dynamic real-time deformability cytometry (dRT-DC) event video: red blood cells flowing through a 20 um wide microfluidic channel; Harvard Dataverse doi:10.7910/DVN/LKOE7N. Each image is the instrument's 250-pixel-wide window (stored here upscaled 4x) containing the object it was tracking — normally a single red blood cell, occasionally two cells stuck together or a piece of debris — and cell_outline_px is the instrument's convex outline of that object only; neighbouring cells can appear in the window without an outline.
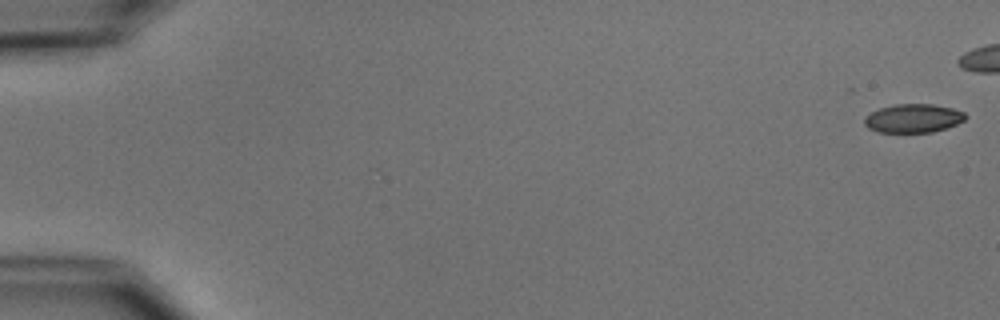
{"species": "common noctule bat (a hibernating species)", "species_latin": "Nyctalus noctula", "temperature_condition": "cold", "stored_images_in_passage": 18, "camera_frame_rate_fps": 3000, "um_per_image_px": 0.085, "animal": {"sex": "male", "body_mass_g": 15.6}, "frame": {"image": 1, "passage_image": 1, "time_ms": 0.0, "image_size_px": [1000, 320], "cell_outline_px": [[968, 116], [964, 120], [956, 124], [932, 132], [876, 132], [868, 128], [864, 124], [864, 120], [872, 112], [880, 108], [896, 104], [932, 104], [952, 108], [964, 112]], "centroid_in_image_um": [77.63, 10.05], "position_along_channel_um": 7.4, "area_um2": 16.7}}